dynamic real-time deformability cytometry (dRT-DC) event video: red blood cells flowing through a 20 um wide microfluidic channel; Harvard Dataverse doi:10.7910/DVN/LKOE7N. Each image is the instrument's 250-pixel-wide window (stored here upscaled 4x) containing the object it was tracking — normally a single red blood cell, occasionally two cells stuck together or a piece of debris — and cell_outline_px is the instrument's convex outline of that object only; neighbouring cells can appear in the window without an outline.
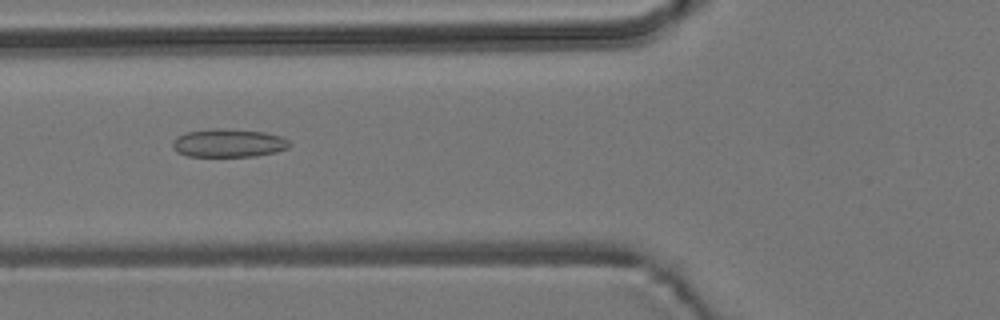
{"species": "common noctule bat (a hibernating species)", "species_latin": "Nyctalus noctula", "temperature_condition": "room temperature", "stored_images_in_passage": 41, "camera_frame_rate_fps": 3000, "um_per_image_px": 0.085, "animal": {"sex": "male", "body_mass_g": 19.2, "forearm_length_mm": 51.8}, "frame": {"image": 1, "passage_image": 7, "time_ms": 2.0, "image_size_px": [1000, 320], "cell_outline_px": [[292, 144], [288, 148], [276, 152], [256, 156], [188, 156], [176, 152], [172, 144], [172, 140], [176, 136], [188, 132], [212, 128], [220, 128], [264, 132], [280, 136], [288, 140]], "centroid_in_image_um": [19.42, 12.16], "position_along_channel_um": 106.4, "area_um2": 19.31}}
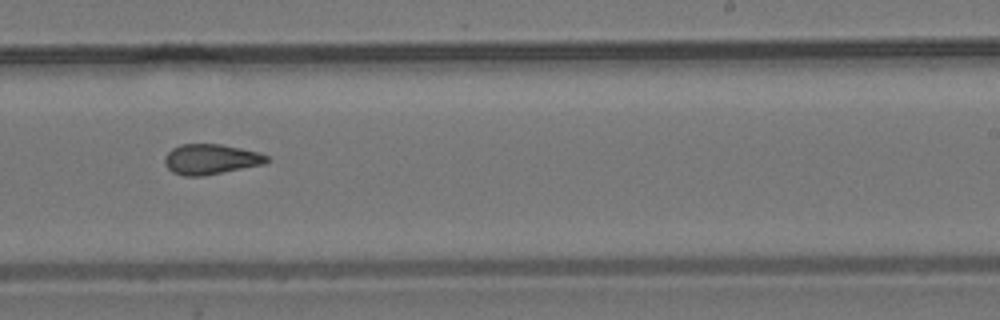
{"frame": {"image": 2, "passage_image": 20, "time_ms": 6.333, "image_size_px": [1000, 320], "cell_outline_px": [[272, 160], [264, 164], [204, 176], [184, 176], [172, 172], [164, 164], [164, 156], [172, 148], [180, 144], [220, 144], [260, 152], [268, 156]], "centroid_in_image_um": [17.92, 13.53], "position_along_channel_um": 271.1, "area_um2": 18.21}}
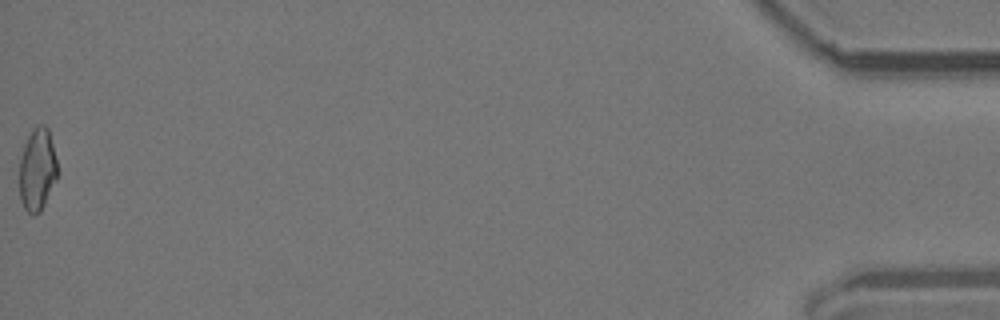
{"frame": {"image": 3, "passage_image": 41, "time_ms": 13.333, "image_size_px": [1000, 320], "cell_outline_px": [[56, 180], [40, 212], [28, 212], [24, 208], [20, 200], [20, 160], [24, 144], [32, 128], [36, 124], [44, 124], [48, 128], [56, 160]], "centroid_in_image_um": [3.15, 14.37], "position_along_channel_um": 432.0, "area_um2": 17.98}, "authors_computed_cell_mechanics": {"area_um2": 18.0914, "velocity_mm_per_s": 3.8042, "shape_relaxation_time_tau1_ms": null, "shape_relaxation_time_tau2_ms": 2.6852, "deformation_change_tau1": null, "deformation_change_tau2": 0.1064}}